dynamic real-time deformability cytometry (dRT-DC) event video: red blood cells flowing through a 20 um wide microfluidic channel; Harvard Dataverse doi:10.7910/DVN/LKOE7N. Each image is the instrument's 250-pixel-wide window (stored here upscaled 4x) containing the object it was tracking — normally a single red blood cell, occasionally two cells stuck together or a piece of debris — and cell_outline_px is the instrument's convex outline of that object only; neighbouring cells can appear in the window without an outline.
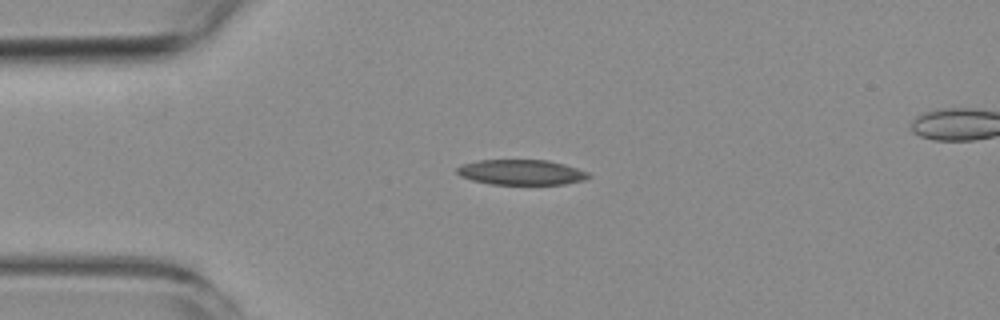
{"species": "common noctule bat (a hibernating species)", "species_latin": "Nyctalus noctula", "temperature_condition": "room temperature", "stored_images_in_passage": 4, "segment_of_instrument_passage": [1, 2], "camera_frame_rate_fps": 3000, "um_per_image_px": 0.085, "animal": {"sex": "female", "body_mass_g": 19.3, "forearm_length_mm": 54.1}, "frame": {"image": 1, "passage_image": 3, "time_ms": 2.333, "image_size_px": [1000, 320], "cell_outline_px": [[592, 176], [584, 180], [564, 184], [492, 184], [472, 180], [460, 176], [456, 172], [456, 168], [460, 164], [476, 160], [548, 160], [564, 164], [588, 172]], "centroid_in_image_um": [44.28, 14.63], "position_along_channel_um": 40.7, "area_um2": 19.42}}